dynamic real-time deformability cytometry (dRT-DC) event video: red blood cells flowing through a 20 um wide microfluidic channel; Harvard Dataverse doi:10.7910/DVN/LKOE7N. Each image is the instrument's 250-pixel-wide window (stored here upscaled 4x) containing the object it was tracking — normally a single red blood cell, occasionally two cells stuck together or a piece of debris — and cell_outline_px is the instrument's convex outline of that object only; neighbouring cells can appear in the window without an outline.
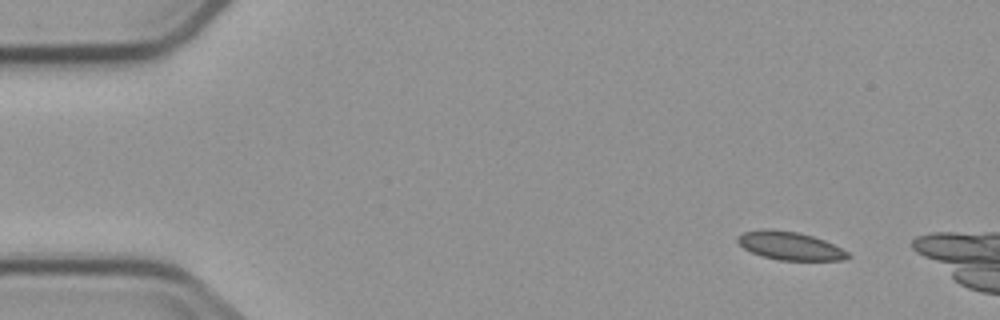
{"species": "common noctule bat (a hibernating species)", "species_latin": "Nyctalus noctula", "temperature_condition": "cold", "stored_images_in_passage": 3, "camera_frame_rate_fps": 3000, "um_per_image_px": 0.085, "animal": {"sex": "male", "body_mass_g": 23.1, "forearm_length_mm": 52.7}, "frame": {"image": 1, "passage_image": 1, "time_ms": 0.0, "image_size_px": [1000, 320], "cell_outline_px": [[852, 256], [844, 260], [780, 260], [760, 256], [744, 248], [736, 240], [736, 236], [744, 232], [796, 232], [812, 236], [824, 240], [848, 252]], "centroid_in_image_um": [67.2, 20.95], "position_along_channel_um": 17.8, "area_um2": 17.28}}